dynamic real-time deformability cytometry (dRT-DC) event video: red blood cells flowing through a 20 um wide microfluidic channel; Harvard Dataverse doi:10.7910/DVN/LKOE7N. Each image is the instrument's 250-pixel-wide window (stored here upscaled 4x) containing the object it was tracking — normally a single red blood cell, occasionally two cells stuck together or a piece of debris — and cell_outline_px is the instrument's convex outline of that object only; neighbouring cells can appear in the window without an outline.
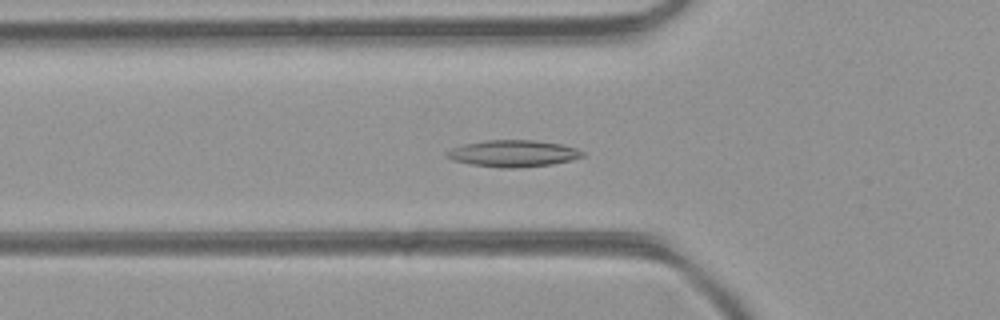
{"species": "common noctule bat (a hibernating species)", "species_latin": "Nyctalus noctula", "temperature_condition": "room temperature", "stored_images_in_passage": 47, "camera_frame_rate_fps": 3000, "um_per_image_px": 0.085, "animal": {"sex": "female", "body_mass_g": 21.9}, "frame": {"image": 1, "passage_image": 16, "time_ms": 5.0, "image_size_px": [1000, 320], "cell_outline_px": [[584, 156], [572, 160], [552, 164], [520, 168], [500, 168], [472, 164], [452, 160], [444, 156], [444, 152], [452, 148], [464, 144], [488, 140], [532, 140], [564, 144], [576, 148], [584, 152]], "centroid_in_image_um": [43.62, 13.05], "position_along_channel_um": 82.2, "area_um2": 21.27}}
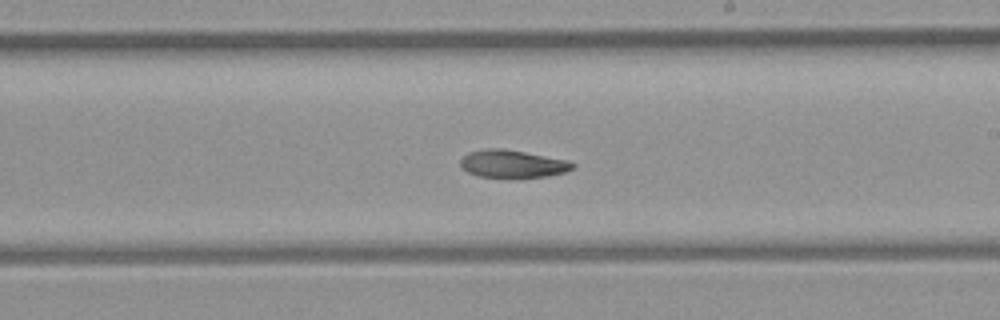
{"frame": {"image": 2, "passage_image": 27, "time_ms": 8.667, "image_size_px": [1000, 320], "cell_outline_px": [[576, 164], [572, 168], [564, 172], [548, 176], [480, 176], [468, 172], [460, 168], [460, 160], [468, 152], [484, 148], [500, 148], [524, 152], [568, 160]], "centroid_in_image_um": [43.53, 13.9], "position_along_channel_um": 245.5, "area_um2": 17.69}}
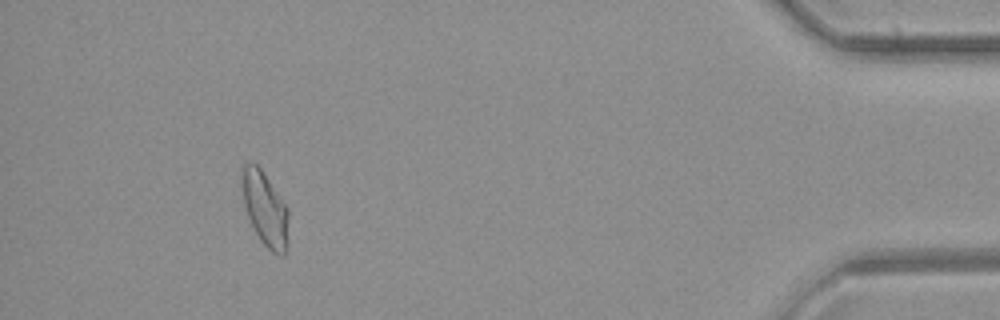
{"frame": {"image": 3, "passage_image": 43, "time_ms": 14.0, "image_size_px": [1000, 320], "cell_outline_px": [[288, 244], [284, 256], [280, 256], [272, 252], [260, 240], [248, 216], [244, 204], [240, 172], [240, 168], [248, 160], [256, 164], [260, 168], [288, 208]], "centroid_in_image_um": [22.52, 17.74], "position_along_channel_um": 412.7, "area_um2": 20.23}, "authors_computed_cell_mechanics": {"area_um2": 19.8832, "velocity_mm_per_s": 4.4246, "shape_relaxation_time_tau1_ms": null, "shape_relaxation_time_tau2_ms": 9.4844, "deformation_change_tau1": null, "deformation_change_tau2": 0.1742}}